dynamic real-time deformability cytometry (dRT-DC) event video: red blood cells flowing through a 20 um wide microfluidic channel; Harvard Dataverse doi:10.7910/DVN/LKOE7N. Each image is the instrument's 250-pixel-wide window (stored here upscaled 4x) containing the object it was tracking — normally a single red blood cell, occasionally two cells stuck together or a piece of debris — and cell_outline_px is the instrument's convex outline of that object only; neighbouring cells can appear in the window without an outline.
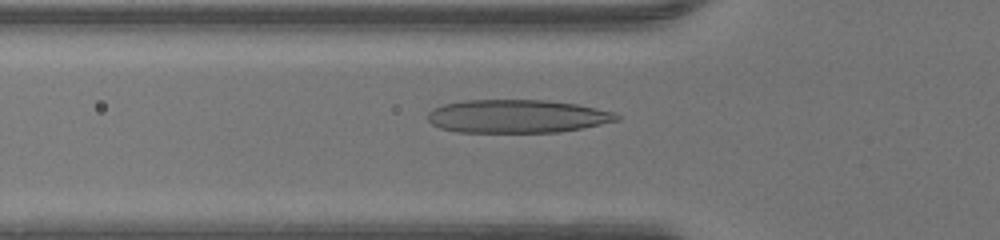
{"species": "human", "species_latin": "Homo sapiens", "temperature_condition": "warm", "stored_images_in_passage": 36, "camera_frame_rate_fps": 3000, "um_per_image_px": 0.085, "donor": {"sex": "male"}, "frame": {"image": 1, "passage_image": 5, "time_ms": 1.333, "image_size_px": [1000, 240], "cell_outline_px": [[620, 120], [560, 132], [456, 132], [440, 128], [432, 124], [428, 120], [428, 112], [432, 108], [444, 104], [464, 100], [548, 100], [576, 104], [616, 112], [620, 116]], "centroid_in_image_um": [43.94, 9.88], "position_along_channel_um": 81.9, "area_um2": 36.7}}
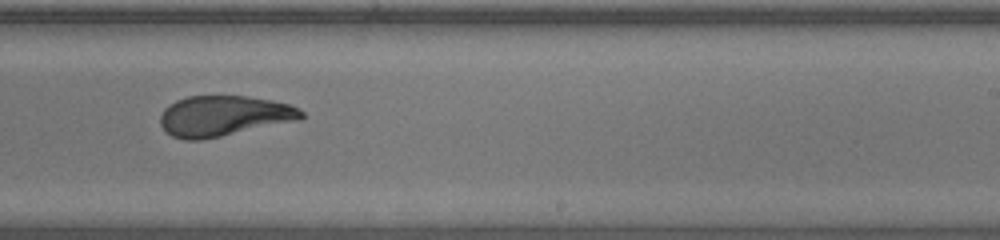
{"frame": {"image": 2, "passage_image": 18, "time_ms": 5.667, "image_size_px": [1000, 240], "cell_outline_px": [[304, 116], [300, 120], [200, 140], [184, 140], [172, 136], [160, 124], [160, 116], [164, 108], [168, 104], [176, 100], [188, 96], [248, 96], [272, 100], [288, 104], [304, 112]], "centroid_in_image_um": [19.0, 9.85], "position_along_channel_um": 270.0, "area_um2": 33.18}}
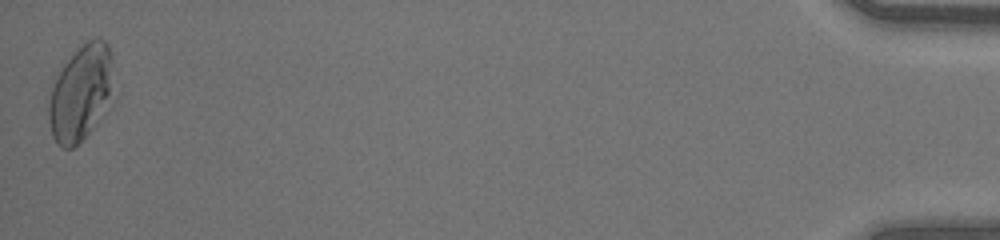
{"frame": {"image": 3, "passage_image": 36, "time_ms": 11.667, "image_size_px": [1000, 240], "cell_outline_px": [[112, 60], [108, 92], [92, 128], [72, 148], [60, 148], [56, 144], [52, 136], [48, 120], [48, 104], [52, 76], [88, 40], [96, 36], [104, 40], [108, 44], [112, 56]], "centroid_in_image_um": [6.73, 7.87], "position_along_channel_um": 428.5, "area_um2": 34.91}}